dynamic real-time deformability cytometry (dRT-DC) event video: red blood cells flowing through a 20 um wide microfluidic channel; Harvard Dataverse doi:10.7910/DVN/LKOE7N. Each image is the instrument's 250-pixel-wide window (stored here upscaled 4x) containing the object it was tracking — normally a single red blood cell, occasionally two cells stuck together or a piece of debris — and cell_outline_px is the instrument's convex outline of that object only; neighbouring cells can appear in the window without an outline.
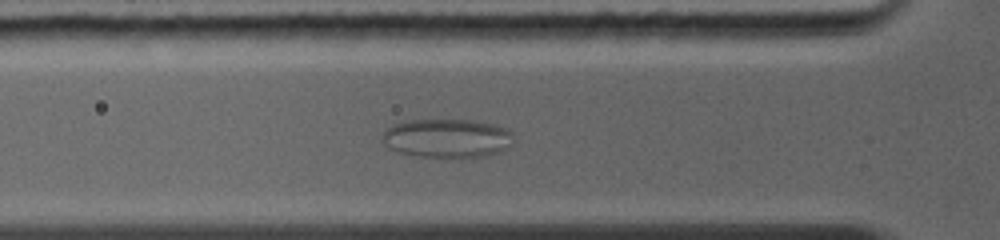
{"species": "common noctule bat (a hibernating species)", "species_latin": "Nyctalus noctula", "temperature_condition": "warm", "stored_images_in_passage": 6, "camera_frame_rate_fps": 5000, "um_per_image_px": 0.085, "animal": {"sex": "female", "body_mass_g": 19.0, "forearm_length_mm": 56.7}, "frame": {"image": 1, "passage_image": 6, "time_ms": 3.8, "image_size_px": [1000, 240], "cell_outline_px": [[512, 132], [500, 152], [488, 156], [452, 160], [420, 156], [400, 152], [388, 148], [384, 144], [384, 132], [392, 124], [412, 120], [468, 120], [492, 124], [504, 128]], "centroid_in_image_um": [37.94, 11.79], "position_along_channel_um": 87.9, "area_um2": 29.59}}